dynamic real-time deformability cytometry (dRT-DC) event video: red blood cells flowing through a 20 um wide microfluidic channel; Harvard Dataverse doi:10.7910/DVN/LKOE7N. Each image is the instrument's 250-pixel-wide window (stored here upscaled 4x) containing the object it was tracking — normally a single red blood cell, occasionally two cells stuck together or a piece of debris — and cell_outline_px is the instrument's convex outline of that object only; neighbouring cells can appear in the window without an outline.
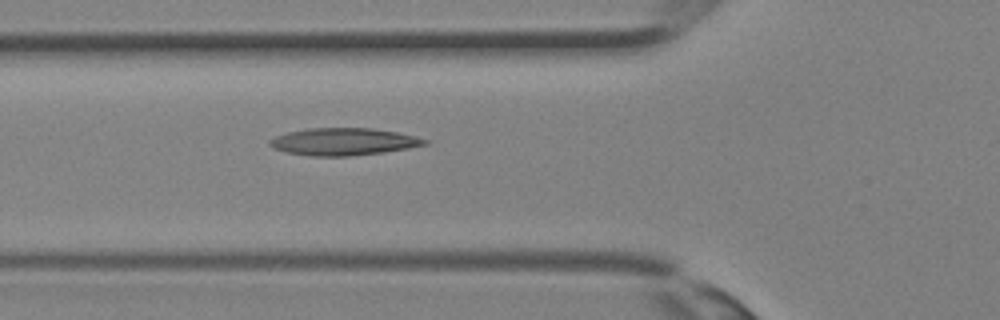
{"species": "Egyptian fruit bat (a non-hibernating species)", "species_latin": "Rousettus aegyptiacus", "temperature_condition": "room temperature", "stored_images_in_passage": 24, "camera_frame_rate_fps": 3000, "um_per_image_px": 0.085, "animal": {"sex": "female"}, "frame": {"image": 1, "passage_image": 3, "time_ms": 0.667, "image_size_px": [1000, 320], "cell_outline_px": [[432, 140], [428, 144], [408, 148], [380, 152], [348, 156], [312, 156], [288, 152], [276, 148], [268, 144], [268, 140], [276, 136], [288, 132], [308, 128], [372, 128], [396, 132]], "centroid_in_image_um": [29.22, 12.03], "position_along_channel_um": 96.6, "area_um2": 24.39}}
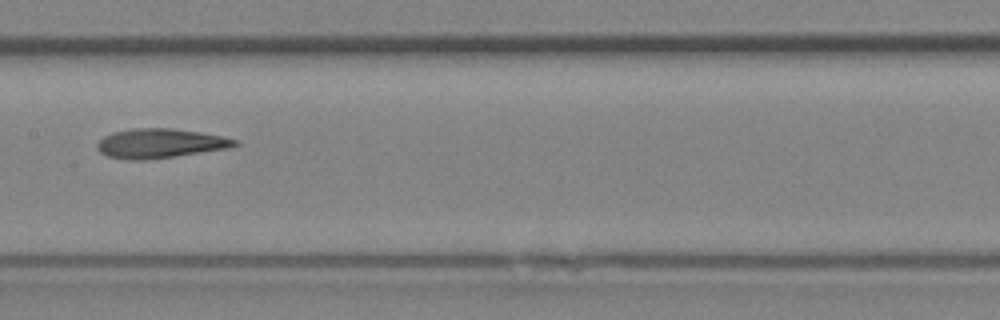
{"frame": {"image": 2, "passage_image": 8, "time_ms": 2.333, "image_size_px": [1000, 320], "cell_outline_px": [[240, 144], [232, 148], [148, 160], [124, 160], [108, 156], [100, 152], [96, 148], [96, 144], [104, 136], [112, 132], [132, 128], [172, 128], [200, 132], [224, 136], [240, 140]], "centroid_in_image_um": [13.65, 12.19], "position_along_channel_um": 193.8, "area_um2": 24.04}}
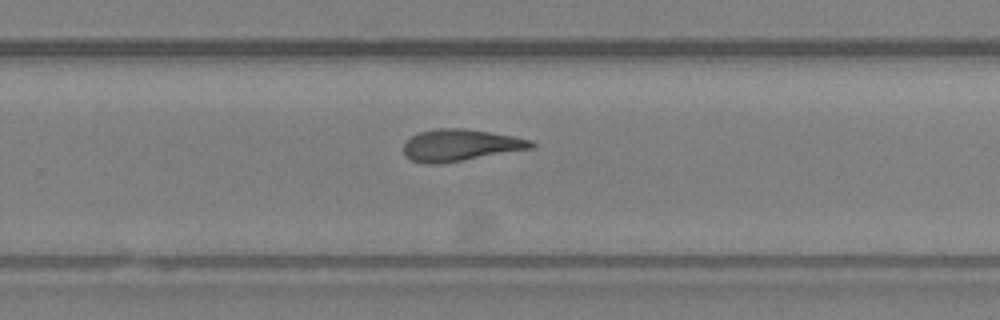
{"frame": {"image": 3, "passage_image": 13, "time_ms": 4.0, "image_size_px": [1000, 320], "cell_outline_px": [[536, 148], [460, 160], [432, 164], [428, 164], [412, 160], [404, 156], [404, 144], [412, 136], [420, 132], [436, 128], [460, 128], [488, 132], [512, 136], [532, 140], [536, 144]], "centroid_in_image_um": [39.15, 12.33], "position_along_channel_um": 290.7, "area_um2": 23.29}}